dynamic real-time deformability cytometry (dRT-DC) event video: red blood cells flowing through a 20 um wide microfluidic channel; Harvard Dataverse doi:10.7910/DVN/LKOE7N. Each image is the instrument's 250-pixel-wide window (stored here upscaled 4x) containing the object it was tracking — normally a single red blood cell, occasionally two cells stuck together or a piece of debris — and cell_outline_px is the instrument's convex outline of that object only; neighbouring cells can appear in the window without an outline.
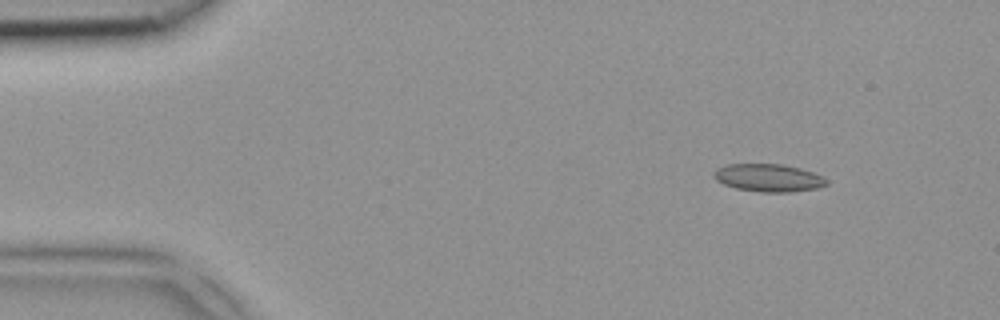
{"species": "common noctule bat (a hibernating species)", "species_latin": "Nyctalus noctula", "temperature_condition": "room temperature", "stored_images_in_passage": 3, "camera_frame_rate_fps": 3000, "um_per_image_px": 0.085, "animal": {"sex": "female", "body_mass_g": 18.4}, "frame": {"image": 1, "passage_image": 2, "time_ms": 0.333, "image_size_px": [1000, 320], "cell_outline_px": [[828, 184], [816, 188], [792, 192], [760, 192], [736, 188], [724, 184], [716, 180], [712, 176], [712, 172], [716, 168], [728, 164], [784, 164], [800, 168], [824, 176], [828, 180]], "centroid_in_image_um": [65.31, 15.11], "position_along_channel_um": 19.7, "area_um2": 18.38}}